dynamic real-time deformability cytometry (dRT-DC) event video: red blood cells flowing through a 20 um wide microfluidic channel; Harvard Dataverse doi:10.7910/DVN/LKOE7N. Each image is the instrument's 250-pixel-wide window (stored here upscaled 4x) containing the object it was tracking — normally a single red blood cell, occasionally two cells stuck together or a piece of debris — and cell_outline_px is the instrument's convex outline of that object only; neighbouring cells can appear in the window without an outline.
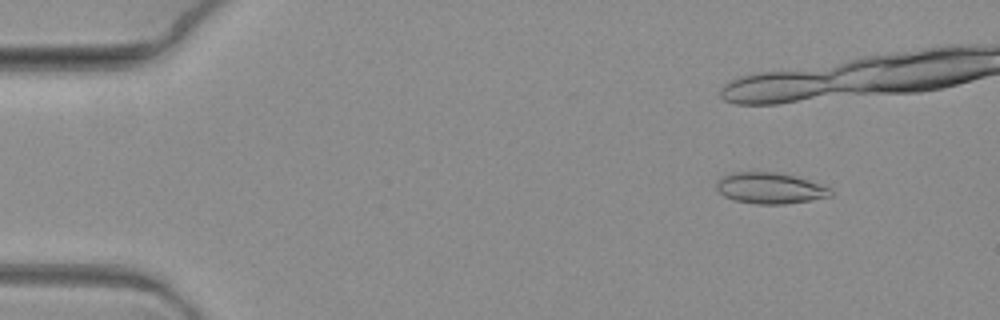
{"species": "common noctule bat (a hibernating species)", "species_latin": "Nyctalus noctula", "temperature_condition": "warm", "stored_images_in_passage": 7, "camera_frame_rate_fps": 3000, "um_per_image_px": 0.085, "animal": {"sex": "female", "body_mass_g": 19.3, "forearm_length_mm": 54.1}, "frame": {"image": 1, "passage_image": 1, "time_ms": 0.0, "image_size_px": [1000, 320], "cell_outline_px": [[832, 196], [812, 200], [784, 204], [756, 204], [736, 200], [724, 196], [716, 188], [716, 180], [720, 176], [732, 172], [776, 172], [796, 176], [832, 188]], "centroid_in_image_um": [65.45, 15.99], "position_along_channel_um": 19.6, "area_um2": 20.81}}